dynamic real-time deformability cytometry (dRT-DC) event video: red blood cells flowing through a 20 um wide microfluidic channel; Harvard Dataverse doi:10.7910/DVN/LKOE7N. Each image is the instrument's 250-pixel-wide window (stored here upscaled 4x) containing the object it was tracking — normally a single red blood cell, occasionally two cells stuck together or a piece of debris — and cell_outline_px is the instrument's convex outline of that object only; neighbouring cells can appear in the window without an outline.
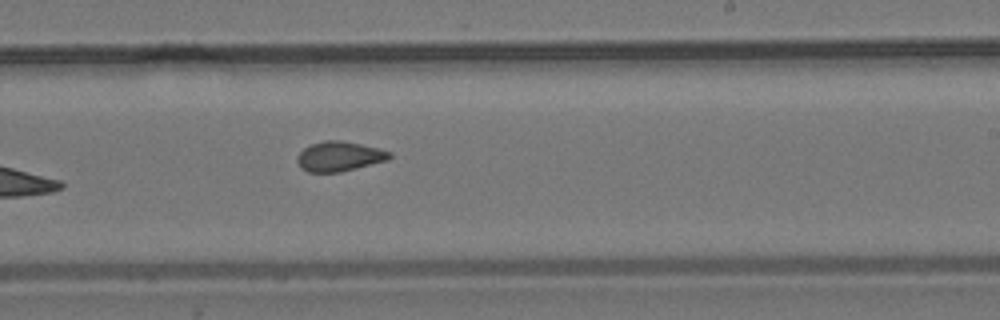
{"species": "common noctule bat (a hibernating species)", "species_latin": "Nyctalus noctula", "temperature_condition": "room temperature", "stored_images_in_passage": 10, "camera_frame_rate_fps": 3000, "um_per_image_px": 0.085, "animal": {"sex": "male", "body_mass_g": 19.2, "forearm_length_mm": 51.8}, "frame": {"image": 1, "passage_image": 10, "time_ms": 11.333, "image_size_px": [1000, 320], "cell_outline_px": [[392, 156], [388, 160], [340, 172], [308, 172], [300, 168], [296, 160], [296, 156], [304, 148], [312, 144], [324, 140], [340, 140], [360, 144], [392, 152]], "centroid_in_image_um": [28.82, 13.3], "position_along_channel_um": 260.2, "area_um2": 16.01}}